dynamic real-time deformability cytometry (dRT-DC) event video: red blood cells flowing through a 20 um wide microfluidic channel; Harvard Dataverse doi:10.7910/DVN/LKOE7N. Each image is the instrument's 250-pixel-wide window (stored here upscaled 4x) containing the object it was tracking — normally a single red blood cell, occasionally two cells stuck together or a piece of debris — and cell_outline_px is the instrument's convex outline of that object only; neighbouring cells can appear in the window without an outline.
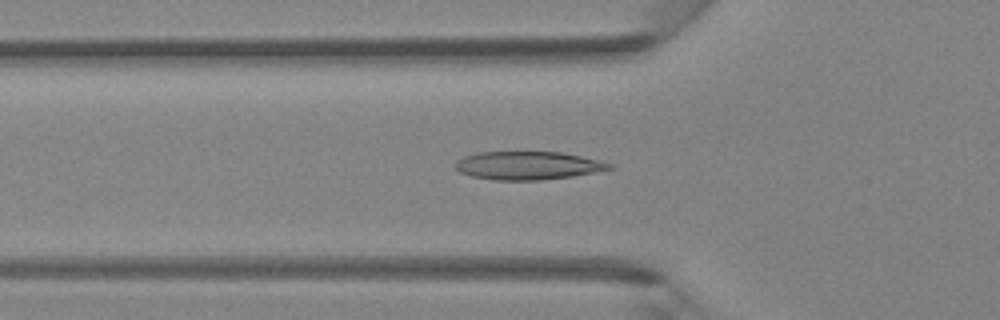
{"species": "Egyptian fruit bat (a non-hibernating species)", "species_latin": "Rousettus aegyptiacus", "temperature_condition": "room temperature", "stored_images_in_passage": 27, "camera_frame_rate_fps": 3000, "um_per_image_px": 0.085, "animal": {"sex": "female"}, "frame": {"image": 1, "passage_image": 3, "time_ms": 0.667, "image_size_px": [1000, 320], "cell_outline_px": [[612, 168], [596, 172], [572, 176], [540, 180], [496, 180], [472, 176], [460, 172], [456, 168], [456, 160], [464, 156], [476, 152], [560, 152], [580, 156], [612, 164]], "centroid_in_image_um": [44.83, 14.07], "position_along_channel_um": 81.0, "area_um2": 25.09}}
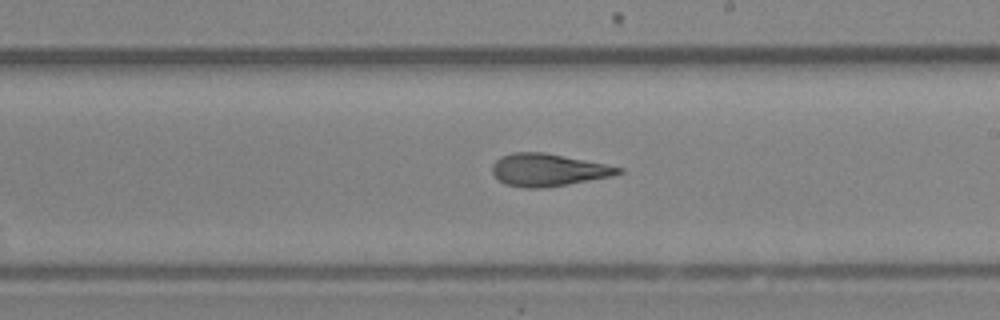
{"frame": {"image": 2, "passage_image": 13, "time_ms": 4.0, "image_size_px": [1000, 320], "cell_outline_px": [[624, 172], [612, 176], [568, 184], [544, 188], [524, 188], [504, 184], [492, 172], [492, 164], [500, 156], [512, 152], [544, 152], [624, 168]], "centroid_in_image_um": [46.57, 14.44], "position_along_channel_um": 242.4, "area_um2": 23.81}}
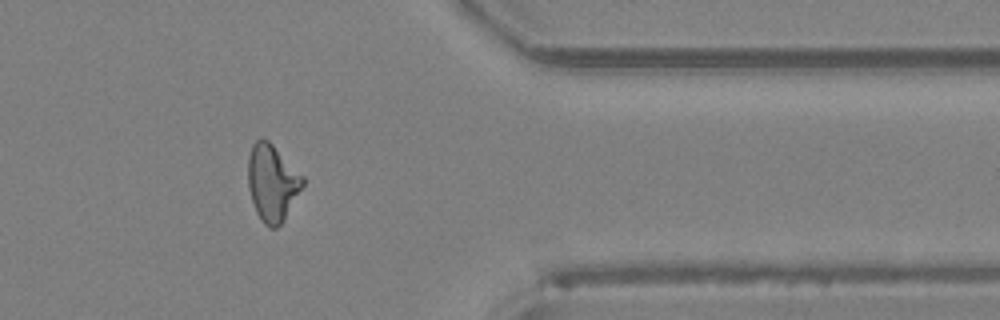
{"frame": {"image": 3, "passage_image": 23, "time_ms": 7.333, "image_size_px": [1000, 320], "cell_outline_px": [[304, 184], [284, 220], [276, 228], [268, 228], [260, 220], [256, 212], [248, 188], [248, 156], [252, 144], [260, 136], [268, 140], [304, 176]], "centroid_in_image_um": [23.12, 15.53], "position_along_channel_um": 388.3, "area_um2": 24.57}}